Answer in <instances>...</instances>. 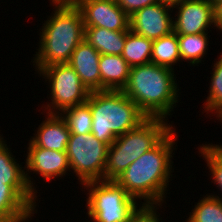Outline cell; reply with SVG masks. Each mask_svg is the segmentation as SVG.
Here are the masks:
<instances>
[{"label": "cell", "instance_id": "obj_28", "mask_svg": "<svg viewBox=\"0 0 222 222\" xmlns=\"http://www.w3.org/2000/svg\"><path fill=\"white\" fill-rule=\"evenodd\" d=\"M215 21L218 30L222 32V1L215 6Z\"/></svg>", "mask_w": 222, "mask_h": 222}, {"label": "cell", "instance_id": "obj_14", "mask_svg": "<svg viewBox=\"0 0 222 222\" xmlns=\"http://www.w3.org/2000/svg\"><path fill=\"white\" fill-rule=\"evenodd\" d=\"M100 53L85 39L75 48L68 64L90 92L100 91Z\"/></svg>", "mask_w": 222, "mask_h": 222}, {"label": "cell", "instance_id": "obj_5", "mask_svg": "<svg viewBox=\"0 0 222 222\" xmlns=\"http://www.w3.org/2000/svg\"><path fill=\"white\" fill-rule=\"evenodd\" d=\"M167 120L147 118L138 127L118 136L108 147L104 180H116L130 164L155 147L174 128Z\"/></svg>", "mask_w": 222, "mask_h": 222}, {"label": "cell", "instance_id": "obj_18", "mask_svg": "<svg viewBox=\"0 0 222 222\" xmlns=\"http://www.w3.org/2000/svg\"><path fill=\"white\" fill-rule=\"evenodd\" d=\"M180 59L178 35L172 31L170 34L153 41L151 63L168 67L174 70Z\"/></svg>", "mask_w": 222, "mask_h": 222}, {"label": "cell", "instance_id": "obj_27", "mask_svg": "<svg viewBox=\"0 0 222 222\" xmlns=\"http://www.w3.org/2000/svg\"><path fill=\"white\" fill-rule=\"evenodd\" d=\"M118 6L122 8L129 16L134 14L136 11L160 2L161 0H116Z\"/></svg>", "mask_w": 222, "mask_h": 222}, {"label": "cell", "instance_id": "obj_16", "mask_svg": "<svg viewBox=\"0 0 222 222\" xmlns=\"http://www.w3.org/2000/svg\"><path fill=\"white\" fill-rule=\"evenodd\" d=\"M130 68L121 55L101 54L99 59L100 91H122L127 84Z\"/></svg>", "mask_w": 222, "mask_h": 222}, {"label": "cell", "instance_id": "obj_17", "mask_svg": "<svg viewBox=\"0 0 222 222\" xmlns=\"http://www.w3.org/2000/svg\"><path fill=\"white\" fill-rule=\"evenodd\" d=\"M127 31H112L101 27H84V39L100 54L122 55Z\"/></svg>", "mask_w": 222, "mask_h": 222}, {"label": "cell", "instance_id": "obj_24", "mask_svg": "<svg viewBox=\"0 0 222 222\" xmlns=\"http://www.w3.org/2000/svg\"><path fill=\"white\" fill-rule=\"evenodd\" d=\"M199 199L186 222H222V200L211 195Z\"/></svg>", "mask_w": 222, "mask_h": 222}, {"label": "cell", "instance_id": "obj_29", "mask_svg": "<svg viewBox=\"0 0 222 222\" xmlns=\"http://www.w3.org/2000/svg\"><path fill=\"white\" fill-rule=\"evenodd\" d=\"M183 1L185 0H161V2L171 5V6H174L175 4L181 3Z\"/></svg>", "mask_w": 222, "mask_h": 222}, {"label": "cell", "instance_id": "obj_15", "mask_svg": "<svg viewBox=\"0 0 222 222\" xmlns=\"http://www.w3.org/2000/svg\"><path fill=\"white\" fill-rule=\"evenodd\" d=\"M46 119L37 128L29 140L28 146H38L49 150L66 152L70 137L65 120L60 114L45 113Z\"/></svg>", "mask_w": 222, "mask_h": 222}, {"label": "cell", "instance_id": "obj_4", "mask_svg": "<svg viewBox=\"0 0 222 222\" xmlns=\"http://www.w3.org/2000/svg\"><path fill=\"white\" fill-rule=\"evenodd\" d=\"M86 103L92 114L91 133L108 146L148 118L122 91H94Z\"/></svg>", "mask_w": 222, "mask_h": 222}, {"label": "cell", "instance_id": "obj_30", "mask_svg": "<svg viewBox=\"0 0 222 222\" xmlns=\"http://www.w3.org/2000/svg\"><path fill=\"white\" fill-rule=\"evenodd\" d=\"M58 3H75L77 0H50Z\"/></svg>", "mask_w": 222, "mask_h": 222}, {"label": "cell", "instance_id": "obj_13", "mask_svg": "<svg viewBox=\"0 0 222 222\" xmlns=\"http://www.w3.org/2000/svg\"><path fill=\"white\" fill-rule=\"evenodd\" d=\"M173 11L171 5L161 1L146 6L130 16V30L152 41L157 40L173 31Z\"/></svg>", "mask_w": 222, "mask_h": 222}, {"label": "cell", "instance_id": "obj_10", "mask_svg": "<svg viewBox=\"0 0 222 222\" xmlns=\"http://www.w3.org/2000/svg\"><path fill=\"white\" fill-rule=\"evenodd\" d=\"M177 9L173 17V31L176 34H201L216 27L215 6L209 0H185L172 6ZM213 25V27H212Z\"/></svg>", "mask_w": 222, "mask_h": 222}, {"label": "cell", "instance_id": "obj_2", "mask_svg": "<svg viewBox=\"0 0 222 222\" xmlns=\"http://www.w3.org/2000/svg\"><path fill=\"white\" fill-rule=\"evenodd\" d=\"M50 5L55 10L40 28L39 48L32 60L37 74L50 65L68 63L84 39L83 17L75 3L52 1Z\"/></svg>", "mask_w": 222, "mask_h": 222}, {"label": "cell", "instance_id": "obj_8", "mask_svg": "<svg viewBox=\"0 0 222 222\" xmlns=\"http://www.w3.org/2000/svg\"><path fill=\"white\" fill-rule=\"evenodd\" d=\"M108 147L92 133L70 134L66 153L70 170L78 177L81 185L104 180Z\"/></svg>", "mask_w": 222, "mask_h": 222}, {"label": "cell", "instance_id": "obj_31", "mask_svg": "<svg viewBox=\"0 0 222 222\" xmlns=\"http://www.w3.org/2000/svg\"><path fill=\"white\" fill-rule=\"evenodd\" d=\"M214 6H216L222 0H209Z\"/></svg>", "mask_w": 222, "mask_h": 222}, {"label": "cell", "instance_id": "obj_19", "mask_svg": "<svg viewBox=\"0 0 222 222\" xmlns=\"http://www.w3.org/2000/svg\"><path fill=\"white\" fill-rule=\"evenodd\" d=\"M208 33L201 34H177L179 43L180 59L189 63L190 66H199L207 54L209 46ZM190 61V62H189Z\"/></svg>", "mask_w": 222, "mask_h": 222}, {"label": "cell", "instance_id": "obj_20", "mask_svg": "<svg viewBox=\"0 0 222 222\" xmlns=\"http://www.w3.org/2000/svg\"><path fill=\"white\" fill-rule=\"evenodd\" d=\"M152 47V40L128 30L121 56L130 67L148 64L151 62Z\"/></svg>", "mask_w": 222, "mask_h": 222}, {"label": "cell", "instance_id": "obj_9", "mask_svg": "<svg viewBox=\"0 0 222 222\" xmlns=\"http://www.w3.org/2000/svg\"><path fill=\"white\" fill-rule=\"evenodd\" d=\"M26 149L25 178L28 187L35 194L38 192L35 189L36 186H34L35 180L29 175L31 172L39 174L44 180L51 182L53 178H62L71 171L66 152L49 150L38 146H28Z\"/></svg>", "mask_w": 222, "mask_h": 222}, {"label": "cell", "instance_id": "obj_21", "mask_svg": "<svg viewBox=\"0 0 222 222\" xmlns=\"http://www.w3.org/2000/svg\"><path fill=\"white\" fill-rule=\"evenodd\" d=\"M2 136L0 134V183L6 185H27L25 167H22L21 164L19 165Z\"/></svg>", "mask_w": 222, "mask_h": 222}, {"label": "cell", "instance_id": "obj_7", "mask_svg": "<svg viewBox=\"0 0 222 222\" xmlns=\"http://www.w3.org/2000/svg\"><path fill=\"white\" fill-rule=\"evenodd\" d=\"M38 74L48 81L50 88L48 92H51L49 93L51 102L41 106L45 108L44 113L60 114L67 108L87 102L91 92L68 63L50 65Z\"/></svg>", "mask_w": 222, "mask_h": 222}, {"label": "cell", "instance_id": "obj_11", "mask_svg": "<svg viewBox=\"0 0 222 222\" xmlns=\"http://www.w3.org/2000/svg\"><path fill=\"white\" fill-rule=\"evenodd\" d=\"M84 27H101L112 31L130 30V16L116 0H77Z\"/></svg>", "mask_w": 222, "mask_h": 222}, {"label": "cell", "instance_id": "obj_23", "mask_svg": "<svg viewBox=\"0 0 222 222\" xmlns=\"http://www.w3.org/2000/svg\"><path fill=\"white\" fill-rule=\"evenodd\" d=\"M71 134L91 133L92 114L90 106L85 102L65 109L60 113Z\"/></svg>", "mask_w": 222, "mask_h": 222}, {"label": "cell", "instance_id": "obj_22", "mask_svg": "<svg viewBox=\"0 0 222 222\" xmlns=\"http://www.w3.org/2000/svg\"><path fill=\"white\" fill-rule=\"evenodd\" d=\"M220 54L212 66L209 93L202 107L205 113L210 112L209 116L215 113L212 116L216 115L217 120L222 116V52Z\"/></svg>", "mask_w": 222, "mask_h": 222}, {"label": "cell", "instance_id": "obj_1", "mask_svg": "<svg viewBox=\"0 0 222 222\" xmlns=\"http://www.w3.org/2000/svg\"><path fill=\"white\" fill-rule=\"evenodd\" d=\"M174 128L152 149L130 164L115 181L124 187L142 206H162L174 169L178 136ZM176 144V145H175ZM175 145V148H174ZM173 170V171H172ZM171 176V177H170Z\"/></svg>", "mask_w": 222, "mask_h": 222}, {"label": "cell", "instance_id": "obj_12", "mask_svg": "<svg viewBox=\"0 0 222 222\" xmlns=\"http://www.w3.org/2000/svg\"><path fill=\"white\" fill-rule=\"evenodd\" d=\"M37 197L28 185L0 183V222H29L37 214Z\"/></svg>", "mask_w": 222, "mask_h": 222}, {"label": "cell", "instance_id": "obj_26", "mask_svg": "<svg viewBox=\"0 0 222 222\" xmlns=\"http://www.w3.org/2000/svg\"><path fill=\"white\" fill-rule=\"evenodd\" d=\"M142 206L139 211L130 219V222H163L157 210L161 206ZM161 217V218H160Z\"/></svg>", "mask_w": 222, "mask_h": 222}, {"label": "cell", "instance_id": "obj_3", "mask_svg": "<svg viewBox=\"0 0 222 222\" xmlns=\"http://www.w3.org/2000/svg\"><path fill=\"white\" fill-rule=\"evenodd\" d=\"M174 73L173 69L151 62L131 67L122 92L148 118L167 119L180 100V89Z\"/></svg>", "mask_w": 222, "mask_h": 222}, {"label": "cell", "instance_id": "obj_25", "mask_svg": "<svg viewBox=\"0 0 222 222\" xmlns=\"http://www.w3.org/2000/svg\"><path fill=\"white\" fill-rule=\"evenodd\" d=\"M199 154L200 156H203L202 158L205 159L206 166L208 167V170L212 177L211 182H214L216 187L221 191L222 193V144H202L199 148ZM211 196H214L216 198H219L222 200L221 195L217 196V194H210Z\"/></svg>", "mask_w": 222, "mask_h": 222}, {"label": "cell", "instance_id": "obj_6", "mask_svg": "<svg viewBox=\"0 0 222 222\" xmlns=\"http://www.w3.org/2000/svg\"><path fill=\"white\" fill-rule=\"evenodd\" d=\"M82 186L87 190L86 214L91 222H130L142 207L115 180L90 181Z\"/></svg>", "mask_w": 222, "mask_h": 222}]
</instances>
